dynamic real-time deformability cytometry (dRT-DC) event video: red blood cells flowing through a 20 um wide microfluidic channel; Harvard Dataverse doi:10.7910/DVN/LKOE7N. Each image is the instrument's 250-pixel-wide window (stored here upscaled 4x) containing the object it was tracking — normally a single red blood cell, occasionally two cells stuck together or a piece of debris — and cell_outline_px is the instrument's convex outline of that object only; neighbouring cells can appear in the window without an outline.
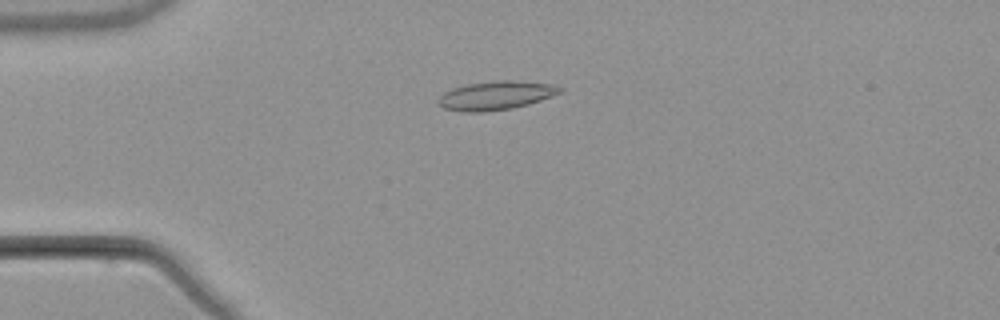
{"species": "common noctule bat (a hibernating species)", "species_latin": "Nyctalus noctula", "temperature_condition": "warm", "stored_images_in_passage": 4, "camera_frame_rate_fps": 3000, "um_per_image_px": 0.085, "animal": {"sex": "male", "body_mass_g": 21.5, "forearm_length_mm": 52.0}, "frame": {"image": 1, "passage_image": 3, "time_ms": 2.333, "image_size_px": [1000, 320], "cell_outline_px": [[564, 92], [528, 104], [512, 108], [484, 112], [464, 112], [444, 108], [436, 104], [436, 100], [444, 92], [452, 88], [468, 84], [496, 80], [512, 80], [552, 84], [564, 88]], "centroid_in_image_um": [42.14, 8.11], "position_along_channel_um": 42.9, "area_um2": 20.52}}